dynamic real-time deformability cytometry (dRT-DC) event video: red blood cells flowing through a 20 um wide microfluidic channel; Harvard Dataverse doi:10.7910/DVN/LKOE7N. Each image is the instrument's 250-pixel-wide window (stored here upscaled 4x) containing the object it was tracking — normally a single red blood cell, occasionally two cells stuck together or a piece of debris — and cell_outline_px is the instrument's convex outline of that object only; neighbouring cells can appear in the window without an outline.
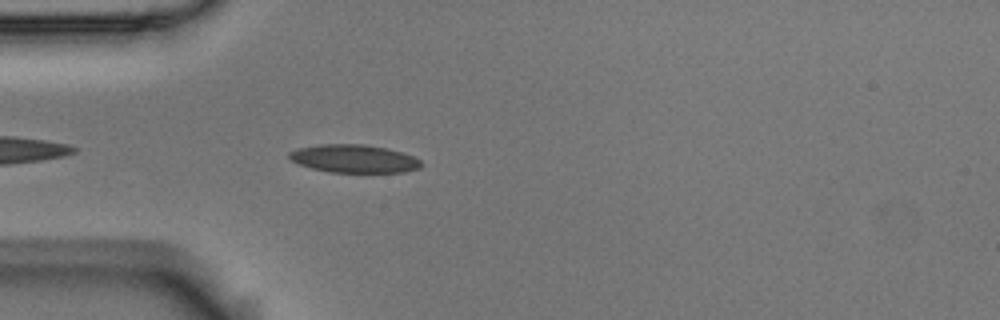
{"species": "Egyptian fruit bat (a non-hibernating species)", "species_latin": "Rousettus aegyptiacus", "temperature_condition": "room temperature", "stored_images_in_passage": 5, "camera_frame_rate_fps": 3000, "um_per_image_px": 0.085, "animal": {"sex": "male"}, "frame": {"image": 1, "passage_image": 5, "time_ms": 1.333, "image_size_px": [1000, 320], "cell_outline_px": [[424, 164], [420, 168], [404, 172], [328, 172], [312, 168], [300, 164], [292, 160], [288, 156], [288, 152], [296, 148], [320, 144], [364, 144], [388, 148], [412, 156], [420, 160]], "centroid_in_image_um": [30.09, 13.48], "position_along_channel_um": 54.9, "area_um2": 21.62}}